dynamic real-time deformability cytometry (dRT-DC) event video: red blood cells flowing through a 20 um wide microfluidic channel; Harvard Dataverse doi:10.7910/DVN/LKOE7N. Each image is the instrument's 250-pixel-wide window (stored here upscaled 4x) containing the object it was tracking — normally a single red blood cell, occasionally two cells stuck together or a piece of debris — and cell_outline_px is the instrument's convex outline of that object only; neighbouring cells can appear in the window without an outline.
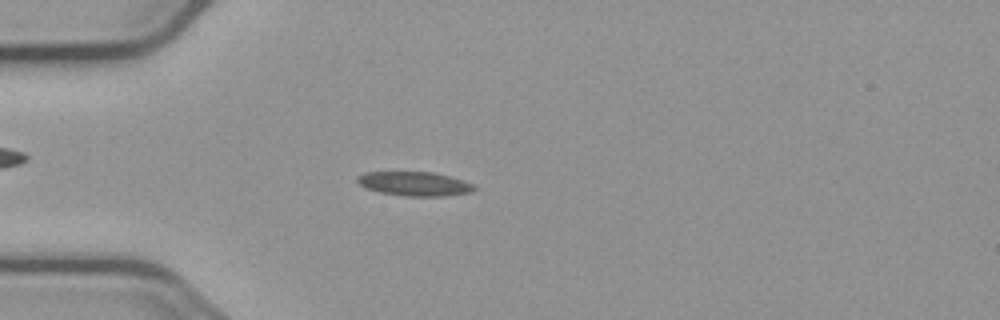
{"species": "common noctule bat (a hibernating species)", "species_latin": "Nyctalus noctula", "temperature_condition": "cold", "stored_images_in_passage": 55, "camera_frame_rate_fps": 3000, "um_per_image_px": 0.085, "animal": {"sex": "male", "body_mass_g": 23.1, "forearm_length_mm": 52.7}, "frame": {"image": 1, "passage_image": 15, "time_ms": 4.667, "image_size_px": [1000, 320], "cell_outline_px": [[476, 188], [468, 192], [444, 196], [404, 196], [380, 192], [364, 188], [356, 180], [356, 176], [364, 172], [432, 172], [452, 176], [464, 180], [472, 184]], "centroid_in_image_um": [35.19, 15.61], "position_along_channel_um": 49.8, "area_um2": 16.47}}
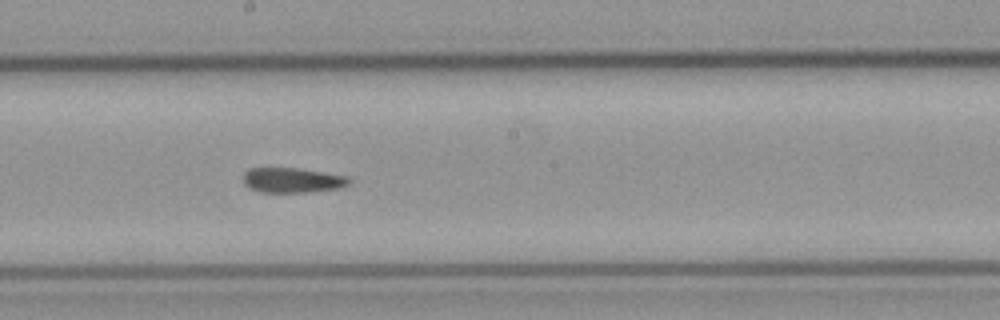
{"frame": {"image": 2, "passage_image": 30, "time_ms": 9.667, "image_size_px": [1000, 320], "cell_outline_px": [[352, 184], [344, 188], [308, 192], [260, 192], [248, 188], [244, 184], [244, 172], [248, 168], [296, 168], [348, 176], [352, 180]], "centroid_in_image_um": [24.9, 15.33], "position_along_channel_um": 223.3, "area_um2": 15.66}}
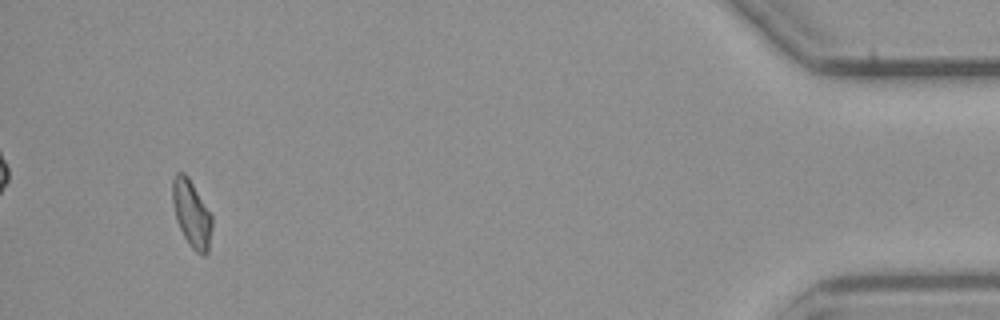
{"frame": {"image": 3, "passage_image": 52, "time_ms": 17.0, "image_size_px": [1000, 320], "cell_outline_px": [[212, 228], [208, 252], [204, 256], [196, 252], [192, 248], [184, 236], [176, 220], [172, 200], [172, 180], [176, 172], [184, 172], [188, 176], [212, 216]], "centroid_in_image_um": [16.28, 18.16], "position_along_channel_um": 418.9, "area_um2": 15.37}, "authors_computed_cell_mechanics": {"area_um2": 15.895, "velocity_mm_per_s": 3.7155, "shape_relaxation_time_tau1_ms": null, "shape_relaxation_time_tau2_ms": 5.457, "deformation_change_tau1": null, "deformation_change_tau2": 0.1128}}